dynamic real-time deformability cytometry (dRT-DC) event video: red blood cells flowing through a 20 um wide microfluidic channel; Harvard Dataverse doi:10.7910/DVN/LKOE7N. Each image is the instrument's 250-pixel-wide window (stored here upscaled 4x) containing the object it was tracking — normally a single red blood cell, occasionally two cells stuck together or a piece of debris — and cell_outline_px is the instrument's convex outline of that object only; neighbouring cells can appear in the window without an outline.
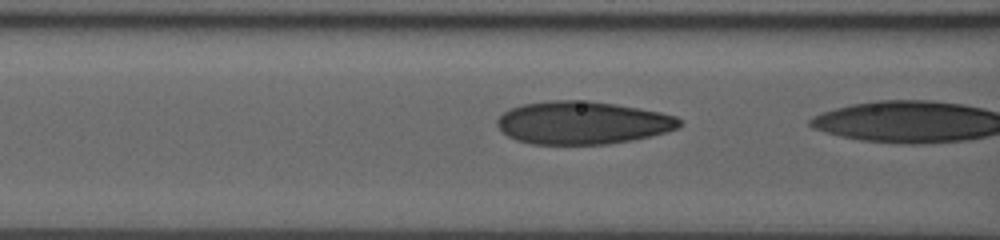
{"species": "human", "species_latin": "Homo sapiens", "temperature_condition": "room temperature", "stored_images_in_passage": 11, "camera_frame_rate_fps": 3000, "um_per_image_px": 0.085, "donor": {"sex": "male"}, "frame": {"image": 1, "passage_image": 10, "time_ms": 3.0, "image_size_px": [1000, 240], "cell_outline_px": [[680, 124], [676, 128], [664, 132], [632, 140], [608, 144], [532, 144], [516, 140], [500, 132], [496, 124], [496, 120], [504, 112], [512, 108], [524, 104], [552, 100], [588, 100], [616, 104], [660, 112], [676, 116], [680, 120]], "centroid_in_image_um": [49.46, 10.43], "position_along_channel_um": 117.1, "area_um2": 45.43}}